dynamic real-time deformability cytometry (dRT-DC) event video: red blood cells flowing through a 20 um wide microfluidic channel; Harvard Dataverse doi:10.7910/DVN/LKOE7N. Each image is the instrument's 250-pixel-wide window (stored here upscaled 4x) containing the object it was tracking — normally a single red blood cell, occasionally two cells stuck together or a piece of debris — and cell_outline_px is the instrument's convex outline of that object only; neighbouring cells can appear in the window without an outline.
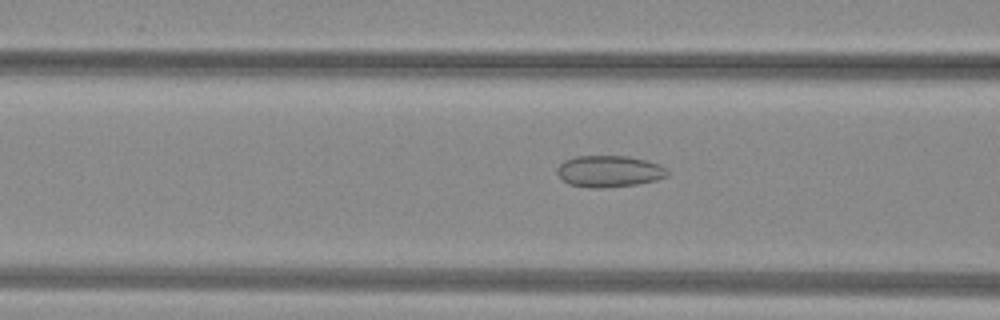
{"species": "common noctule bat (a hibernating species)", "species_latin": "Nyctalus noctula", "temperature_condition": "warm", "stored_images_in_passage": 52, "camera_frame_rate_fps": 3000, "um_per_image_px": 0.085, "animal": {"sex": "female", "body_mass_g": 29.2, "forearm_length_mm": 56.3}, "frame": {"image": 1, "passage_image": 22, "time_ms": 7.0, "image_size_px": [1000, 320], "cell_outline_px": [[668, 176], [656, 180], [636, 184], [604, 188], [588, 188], [568, 184], [556, 172], [556, 168], [564, 160], [576, 156], [628, 156], [648, 160], [660, 164], [668, 168]], "centroid_in_image_um": [51.8, 14.56], "position_along_channel_um": 114.8, "area_um2": 20.52}}
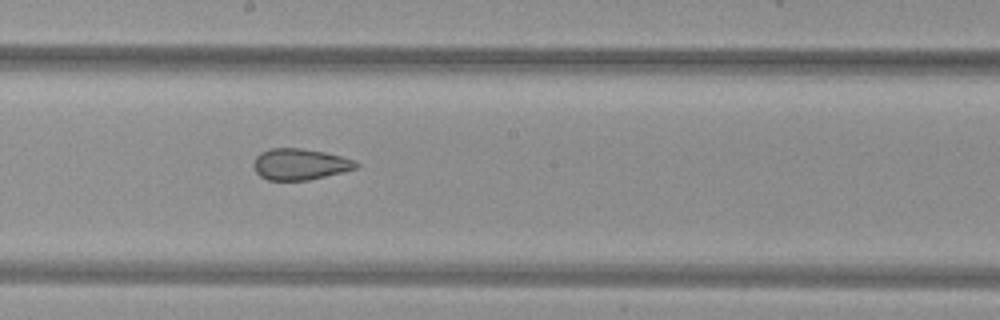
{"frame": {"image": 2, "passage_image": 30, "time_ms": 9.667, "image_size_px": [1000, 320], "cell_outline_px": [[360, 164], [356, 168], [308, 180], [268, 180], [260, 176], [256, 172], [252, 164], [256, 156], [260, 152], [272, 148], [300, 148], [324, 152], [340, 156], [352, 160]], "centroid_in_image_um": [25.44, 13.95], "position_along_channel_um": 222.8, "area_um2": 18.44}}
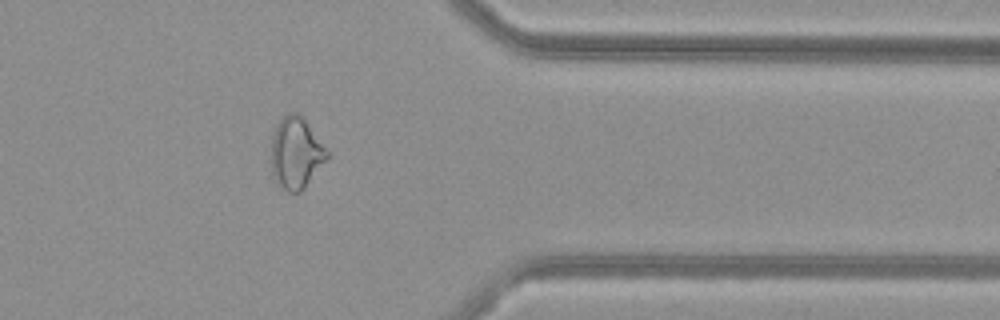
{"frame": {"image": 3, "passage_image": 43, "time_ms": 14.0, "image_size_px": [1000, 320], "cell_outline_px": [[328, 156], [304, 188], [300, 192], [288, 192], [276, 184], [272, 176], [272, 136], [276, 124], [288, 112], [296, 112], [304, 120], [328, 152]], "centroid_in_image_um": [25.11, 13.03], "position_along_channel_um": 386.3, "area_um2": 22.72}, "authors_computed_cell_mechanics": {"area_um2": 23.987, "velocity_mm_per_s": 4.0541, "shape_relaxation_time_tau1_ms": null, "shape_relaxation_time_tau2_ms": 2.3799, "deformation_change_tau1": null, "deformation_change_tau2": 0.0881}}